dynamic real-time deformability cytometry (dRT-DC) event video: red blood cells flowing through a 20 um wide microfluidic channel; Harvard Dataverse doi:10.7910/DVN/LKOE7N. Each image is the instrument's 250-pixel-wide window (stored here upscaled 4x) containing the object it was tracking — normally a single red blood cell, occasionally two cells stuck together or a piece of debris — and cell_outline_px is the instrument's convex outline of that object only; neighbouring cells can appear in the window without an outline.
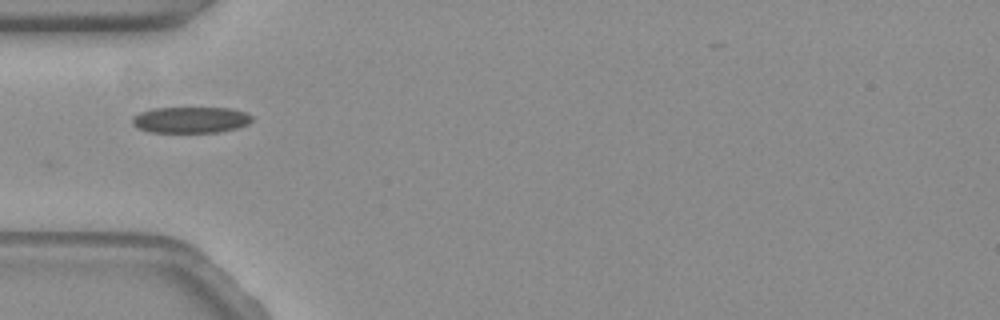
{"species": "common noctule bat (a hibernating species)", "species_latin": "Nyctalus noctula", "temperature_condition": "warm", "stored_images_in_passage": 34, "camera_frame_rate_fps": 3000, "um_per_image_px": 0.085, "animal": {"sex": "female", "body_mass_g": 19.3, "forearm_length_mm": 54.1}, "frame": {"image": 1, "passage_image": 1, "time_ms": 0.0, "image_size_px": [1000, 320], "cell_outline_px": [[252, 120], [248, 124], [236, 128], [216, 132], [148, 132], [136, 128], [132, 124], [132, 116], [140, 112], [152, 108], [228, 108], [244, 112], [252, 116]], "centroid_in_image_um": [16.15, 10.19], "position_along_channel_um": 68.9, "area_um2": 18.26}}
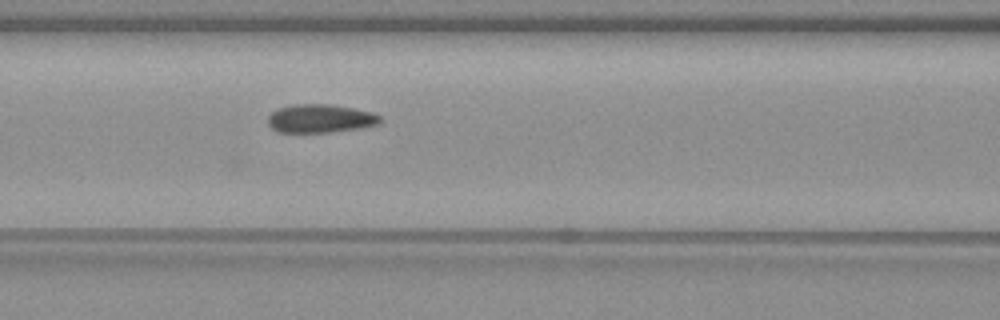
{"frame": {"image": 2, "passage_image": 7, "time_ms": 2.0, "image_size_px": [1000, 320], "cell_outline_px": [[380, 124], [360, 128], [328, 132], [280, 132], [272, 128], [268, 124], [268, 116], [272, 112], [280, 108], [296, 104], [332, 104], [372, 112], [380, 116]], "centroid_in_image_um": [27.23, 10.07], "position_along_channel_um": 139.4, "area_um2": 18.44}}
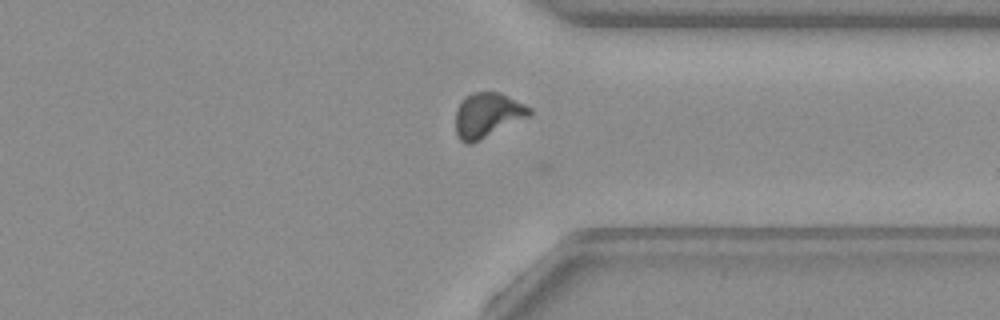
{"frame": {"image": 3, "passage_image": 27, "time_ms": 8.667, "image_size_px": [1000, 320], "cell_outline_px": [[532, 112], [528, 116], [472, 144], [464, 144], [460, 140], [456, 132], [456, 108], [460, 100], [464, 96], [472, 92], [500, 92], [532, 108]], "centroid_in_image_um": [41.38, 9.77], "position_along_channel_um": 370.0, "area_um2": 19.25}}